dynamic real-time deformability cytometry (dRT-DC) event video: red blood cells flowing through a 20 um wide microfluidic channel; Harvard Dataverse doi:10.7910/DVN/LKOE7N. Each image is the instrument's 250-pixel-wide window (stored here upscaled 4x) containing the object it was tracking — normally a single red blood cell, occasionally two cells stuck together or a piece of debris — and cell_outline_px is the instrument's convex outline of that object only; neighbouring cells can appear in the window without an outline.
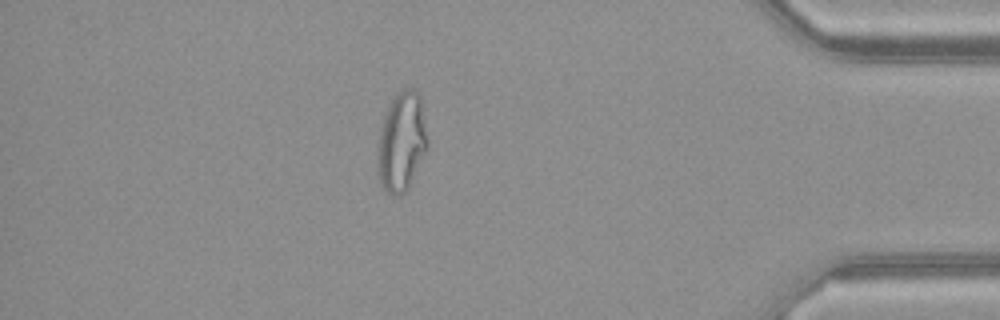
{"species": "common noctule bat (a hibernating species)", "species_latin": "Nyctalus noctula", "temperature_condition": "warm", "stored_images_in_passage": 47, "camera_frame_rate_fps": 3000, "um_per_image_px": 0.085, "animal": {"sex": "female", "body_mass_g": 21.9}, "frame": {"image": 1, "passage_image": 40, "time_ms": 13.0, "image_size_px": [1000, 320], "cell_outline_px": [[428, 148], [408, 188], [404, 192], [396, 196], [392, 196], [380, 184], [376, 168], [376, 160], [380, 128], [388, 104], [392, 96], [404, 88], [416, 88], [420, 96], [428, 140]], "centroid_in_image_um": [34.12, 12.04], "position_along_channel_um": 401.1, "area_um2": 29.36}, "authors_computed_cell_mechanics": {"area_um2": 28.033, "velocity_mm_per_s": 4.1713, "shape_relaxation_time_tau1_ms": null, "shape_relaxation_time_tau2_ms": 1.6082, "deformation_change_tau1": null, "deformation_change_tau2": 0.1069}}